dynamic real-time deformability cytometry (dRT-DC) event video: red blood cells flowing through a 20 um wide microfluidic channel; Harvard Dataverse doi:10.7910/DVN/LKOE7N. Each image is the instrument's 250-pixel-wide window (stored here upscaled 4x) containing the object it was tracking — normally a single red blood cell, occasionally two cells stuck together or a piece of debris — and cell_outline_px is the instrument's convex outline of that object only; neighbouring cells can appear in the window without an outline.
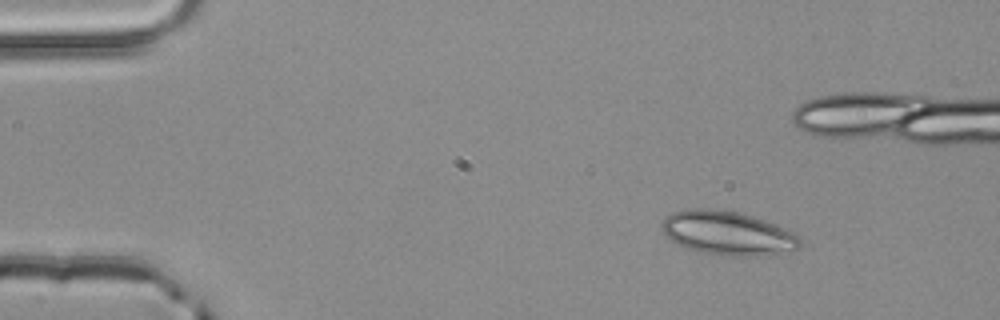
{"species": "common noctule bat (a hibernating species)", "species_latin": "Nyctalus noctula", "temperature_condition": "room temperature", "stored_images_in_passage": 3, "camera_frame_rate_fps": 3000, "um_per_image_px": 0.085, "animal": {"sex": "male", "body_mass_g": 20.4}, "frame": {"image": 1, "passage_image": 1, "time_ms": 0.0, "image_size_px": [1000, 320], "cell_outline_px": [[800, 244], [792, 252], [756, 256], [732, 256], [704, 252], [684, 248], [672, 240], [660, 228], [660, 224], [672, 212], [684, 208], [708, 208], [736, 212], [752, 216], [788, 228], [800, 236]], "centroid_in_image_um": [61.88, 19.81], "position_along_channel_um": 23.1, "area_um2": 35.49}}